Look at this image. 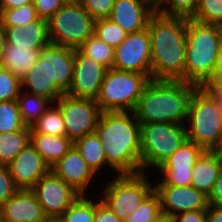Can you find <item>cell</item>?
I'll use <instances>...</instances> for the list:
<instances>
[{
	"instance_id": "6da1fadb",
	"label": "cell",
	"mask_w": 222,
	"mask_h": 222,
	"mask_svg": "<svg viewBox=\"0 0 222 222\" xmlns=\"http://www.w3.org/2000/svg\"><path fill=\"white\" fill-rule=\"evenodd\" d=\"M151 79L185 82L186 18L155 12L149 19Z\"/></svg>"
},
{
	"instance_id": "7a4b0ae2",
	"label": "cell",
	"mask_w": 222,
	"mask_h": 222,
	"mask_svg": "<svg viewBox=\"0 0 222 222\" xmlns=\"http://www.w3.org/2000/svg\"><path fill=\"white\" fill-rule=\"evenodd\" d=\"M95 132L103 144L108 165L118 175L142 172L140 123L133 112H102Z\"/></svg>"
},
{
	"instance_id": "3957f363",
	"label": "cell",
	"mask_w": 222,
	"mask_h": 222,
	"mask_svg": "<svg viewBox=\"0 0 222 222\" xmlns=\"http://www.w3.org/2000/svg\"><path fill=\"white\" fill-rule=\"evenodd\" d=\"M197 87L181 80L151 79L133 114L140 124L164 122L183 125L188 118L191 96Z\"/></svg>"
},
{
	"instance_id": "277c9868",
	"label": "cell",
	"mask_w": 222,
	"mask_h": 222,
	"mask_svg": "<svg viewBox=\"0 0 222 222\" xmlns=\"http://www.w3.org/2000/svg\"><path fill=\"white\" fill-rule=\"evenodd\" d=\"M74 73V49L50 43L39 51V58L22 78L21 88L56 102L67 94Z\"/></svg>"
},
{
	"instance_id": "5b68a950",
	"label": "cell",
	"mask_w": 222,
	"mask_h": 222,
	"mask_svg": "<svg viewBox=\"0 0 222 222\" xmlns=\"http://www.w3.org/2000/svg\"><path fill=\"white\" fill-rule=\"evenodd\" d=\"M222 25L186 18L185 82L199 86L215 77Z\"/></svg>"
},
{
	"instance_id": "8992f818",
	"label": "cell",
	"mask_w": 222,
	"mask_h": 222,
	"mask_svg": "<svg viewBox=\"0 0 222 222\" xmlns=\"http://www.w3.org/2000/svg\"><path fill=\"white\" fill-rule=\"evenodd\" d=\"M150 80L138 72L108 69L95 102L102 112H133Z\"/></svg>"
},
{
	"instance_id": "52a82bcc",
	"label": "cell",
	"mask_w": 222,
	"mask_h": 222,
	"mask_svg": "<svg viewBox=\"0 0 222 222\" xmlns=\"http://www.w3.org/2000/svg\"><path fill=\"white\" fill-rule=\"evenodd\" d=\"M187 122V139L208 151L222 149V114L214 102L197 87L193 92Z\"/></svg>"
},
{
	"instance_id": "ba28073f",
	"label": "cell",
	"mask_w": 222,
	"mask_h": 222,
	"mask_svg": "<svg viewBox=\"0 0 222 222\" xmlns=\"http://www.w3.org/2000/svg\"><path fill=\"white\" fill-rule=\"evenodd\" d=\"M187 140V130L182 124H140L142 172L147 166L158 169Z\"/></svg>"
},
{
	"instance_id": "9c48e42d",
	"label": "cell",
	"mask_w": 222,
	"mask_h": 222,
	"mask_svg": "<svg viewBox=\"0 0 222 222\" xmlns=\"http://www.w3.org/2000/svg\"><path fill=\"white\" fill-rule=\"evenodd\" d=\"M47 22L50 42L74 50L94 34L95 19L81 3H65Z\"/></svg>"
},
{
	"instance_id": "30bf717a",
	"label": "cell",
	"mask_w": 222,
	"mask_h": 222,
	"mask_svg": "<svg viewBox=\"0 0 222 222\" xmlns=\"http://www.w3.org/2000/svg\"><path fill=\"white\" fill-rule=\"evenodd\" d=\"M144 173L117 175L103 189L101 201L122 221L129 218L154 189Z\"/></svg>"
},
{
	"instance_id": "8fae6325",
	"label": "cell",
	"mask_w": 222,
	"mask_h": 222,
	"mask_svg": "<svg viewBox=\"0 0 222 222\" xmlns=\"http://www.w3.org/2000/svg\"><path fill=\"white\" fill-rule=\"evenodd\" d=\"M55 103L62 114L66 136L73 143L84 135L95 132L102 114L95 100L64 94Z\"/></svg>"
},
{
	"instance_id": "7c38bea8",
	"label": "cell",
	"mask_w": 222,
	"mask_h": 222,
	"mask_svg": "<svg viewBox=\"0 0 222 222\" xmlns=\"http://www.w3.org/2000/svg\"><path fill=\"white\" fill-rule=\"evenodd\" d=\"M48 218H59L82 194L52 170L30 189Z\"/></svg>"
},
{
	"instance_id": "4fadbf2b",
	"label": "cell",
	"mask_w": 222,
	"mask_h": 222,
	"mask_svg": "<svg viewBox=\"0 0 222 222\" xmlns=\"http://www.w3.org/2000/svg\"><path fill=\"white\" fill-rule=\"evenodd\" d=\"M113 68L145 74L151 79V40L148 28L128 34L114 49Z\"/></svg>"
},
{
	"instance_id": "5bb4252c",
	"label": "cell",
	"mask_w": 222,
	"mask_h": 222,
	"mask_svg": "<svg viewBox=\"0 0 222 222\" xmlns=\"http://www.w3.org/2000/svg\"><path fill=\"white\" fill-rule=\"evenodd\" d=\"M107 70L93 58L75 49L73 79L67 95L95 100Z\"/></svg>"
},
{
	"instance_id": "9a60e30c",
	"label": "cell",
	"mask_w": 222,
	"mask_h": 222,
	"mask_svg": "<svg viewBox=\"0 0 222 222\" xmlns=\"http://www.w3.org/2000/svg\"><path fill=\"white\" fill-rule=\"evenodd\" d=\"M163 216H172L190 210H207L208 196L193 186L156 185Z\"/></svg>"
},
{
	"instance_id": "2e32d148",
	"label": "cell",
	"mask_w": 222,
	"mask_h": 222,
	"mask_svg": "<svg viewBox=\"0 0 222 222\" xmlns=\"http://www.w3.org/2000/svg\"><path fill=\"white\" fill-rule=\"evenodd\" d=\"M7 166L15 185L27 190L51 170L30 143Z\"/></svg>"
},
{
	"instance_id": "e0dca14e",
	"label": "cell",
	"mask_w": 222,
	"mask_h": 222,
	"mask_svg": "<svg viewBox=\"0 0 222 222\" xmlns=\"http://www.w3.org/2000/svg\"><path fill=\"white\" fill-rule=\"evenodd\" d=\"M155 12L156 6L149 0H115L109 19L130 34L146 29Z\"/></svg>"
},
{
	"instance_id": "ac0fdd59",
	"label": "cell",
	"mask_w": 222,
	"mask_h": 222,
	"mask_svg": "<svg viewBox=\"0 0 222 222\" xmlns=\"http://www.w3.org/2000/svg\"><path fill=\"white\" fill-rule=\"evenodd\" d=\"M48 217L31 190L19 189L0 207L2 222H43Z\"/></svg>"
},
{
	"instance_id": "d6986e66",
	"label": "cell",
	"mask_w": 222,
	"mask_h": 222,
	"mask_svg": "<svg viewBox=\"0 0 222 222\" xmlns=\"http://www.w3.org/2000/svg\"><path fill=\"white\" fill-rule=\"evenodd\" d=\"M66 184L73 186L79 193L86 195V187L94 177L80 152L73 145L70 150L51 168Z\"/></svg>"
},
{
	"instance_id": "ffe728a7",
	"label": "cell",
	"mask_w": 222,
	"mask_h": 222,
	"mask_svg": "<svg viewBox=\"0 0 222 222\" xmlns=\"http://www.w3.org/2000/svg\"><path fill=\"white\" fill-rule=\"evenodd\" d=\"M6 43L30 49H43L51 42L48 34V22L38 18L26 25L3 27Z\"/></svg>"
},
{
	"instance_id": "44dd1931",
	"label": "cell",
	"mask_w": 222,
	"mask_h": 222,
	"mask_svg": "<svg viewBox=\"0 0 222 222\" xmlns=\"http://www.w3.org/2000/svg\"><path fill=\"white\" fill-rule=\"evenodd\" d=\"M221 169L222 152L206 150L192 168L191 186L209 196Z\"/></svg>"
},
{
	"instance_id": "7402d4cb",
	"label": "cell",
	"mask_w": 222,
	"mask_h": 222,
	"mask_svg": "<svg viewBox=\"0 0 222 222\" xmlns=\"http://www.w3.org/2000/svg\"><path fill=\"white\" fill-rule=\"evenodd\" d=\"M30 144L51 169L74 145L67 136L30 132Z\"/></svg>"
},
{
	"instance_id": "603a6c76",
	"label": "cell",
	"mask_w": 222,
	"mask_h": 222,
	"mask_svg": "<svg viewBox=\"0 0 222 222\" xmlns=\"http://www.w3.org/2000/svg\"><path fill=\"white\" fill-rule=\"evenodd\" d=\"M40 50L6 43L0 66L22 80L39 58Z\"/></svg>"
},
{
	"instance_id": "cb8c5ba5",
	"label": "cell",
	"mask_w": 222,
	"mask_h": 222,
	"mask_svg": "<svg viewBox=\"0 0 222 222\" xmlns=\"http://www.w3.org/2000/svg\"><path fill=\"white\" fill-rule=\"evenodd\" d=\"M74 146L94 174L107 164L103 144L96 132L84 135L74 143Z\"/></svg>"
},
{
	"instance_id": "d4e9b609",
	"label": "cell",
	"mask_w": 222,
	"mask_h": 222,
	"mask_svg": "<svg viewBox=\"0 0 222 222\" xmlns=\"http://www.w3.org/2000/svg\"><path fill=\"white\" fill-rule=\"evenodd\" d=\"M30 143V127L0 133V165H8Z\"/></svg>"
},
{
	"instance_id": "484cf974",
	"label": "cell",
	"mask_w": 222,
	"mask_h": 222,
	"mask_svg": "<svg viewBox=\"0 0 222 222\" xmlns=\"http://www.w3.org/2000/svg\"><path fill=\"white\" fill-rule=\"evenodd\" d=\"M205 151L201 146L187 140L158 169L192 170Z\"/></svg>"
},
{
	"instance_id": "4316f807",
	"label": "cell",
	"mask_w": 222,
	"mask_h": 222,
	"mask_svg": "<svg viewBox=\"0 0 222 222\" xmlns=\"http://www.w3.org/2000/svg\"><path fill=\"white\" fill-rule=\"evenodd\" d=\"M23 93L24 95L19 94L17 103L23 122L26 126L31 127L45 113L51 102L43 97L30 94L28 90Z\"/></svg>"
},
{
	"instance_id": "83f0119b",
	"label": "cell",
	"mask_w": 222,
	"mask_h": 222,
	"mask_svg": "<svg viewBox=\"0 0 222 222\" xmlns=\"http://www.w3.org/2000/svg\"><path fill=\"white\" fill-rule=\"evenodd\" d=\"M163 217L158 193L153 189L129 218L123 222H156Z\"/></svg>"
},
{
	"instance_id": "f1b7e54d",
	"label": "cell",
	"mask_w": 222,
	"mask_h": 222,
	"mask_svg": "<svg viewBox=\"0 0 222 222\" xmlns=\"http://www.w3.org/2000/svg\"><path fill=\"white\" fill-rule=\"evenodd\" d=\"M30 132L66 136L64 120L59 108L49 106L45 113L31 125Z\"/></svg>"
},
{
	"instance_id": "f546056e",
	"label": "cell",
	"mask_w": 222,
	"mask_h": 222,
	"mask_svg": "<svg viewBox=\"0 0 222 222\" xmlns=\"http://www.w3.org/2000/svg\"><path fill=\"white\" fill-rule=\"evenodd\" d=\"M78 49L107 69L113 68L114 49L101 41L96 35L90 36Z\"/></svg>"
},
{
	"instance_id": "4dcf8cb0",
	"label": "cell",
	"mask_w": 222,
	"mask_h": 222,
	"mask_svg": "<svg viewBox=\"0 0 222 222\" xmlns=\"http://www.w3.org/2000/svg\"><path fill=\"white\" fill-rule=\"evenodd\" d=\"M95 202L81 195L60 217V222H94Z\"/></svg>"
},
{
	"instance_id": "1f68e13d",
	"label": "cell",
	"mask_w": 222,
	"mask_h": 222,
	"mask_svg": "<svg viewBox=\"0 0 222 222\" xmlns=\"http://www.w3.org/2000/svg\"><path fill=\"white\" fill-rule=\"evenodd\" d=\"M94 35L115 49L128 33L109 18L95 20Z\"/></svg>"
},
{
	"instance_id": "d6a6232c",
	"label": "cell",
	"mask_w": 222,
	"mask_h": 222,
	"mask_svg": "<svg viewBox=\"0 0 222 222\" xmlns=\"http://www.w3.org/2000/svg\"><path fill=\"white\" fill-rule=\"evenodd\" d=\"M27 127L22 120L17 100L0 102V133L15 132Z\"/></svg>"
},
{
	"instance_id": "836d02e7",
	"label": "cell",
	"mask_w": 222,
	"mask_h": 222,
	"mask_svg": "<svg viewBox=\"0 0 222 222\" xmlns=\"http://www.w3.org/2000/svg\"><path fill=\"white\" fill-rule=\"evenodd\" d=\"M38 18L33 3L15 9L0 10V25L2 27L26 25Z\"/></svg>"
},
{
	"instance_id": "e575fe53",
	"label": "cell",
	"mask_w": 222,
	"mask_h": 222,
	"mask_svg": "<svg viewBox=\"0 0 222 222\" xmlns=\"http://www.w3.org/2000/svg\"><path fill=\"white\" fill-rule=\"evenodd\" d=\"M198 3L199 0H160L156 12L165 16L192 18Z\"/></svg>"
},
{
	"instance_id": "d590c367",
	"label": "cell",
	"mask_w": 222,
	"mask_h": 222,
	"mask_svg": "<svg viewBox=\"0 0 222 222\" xmlns=\"http://www.w3.org/2000/svg\"><path fill=\"white\" fill-rule=\"evenodd\" d=\"M192 19L201 23L222 25V0H199Z\"/></svg>"
},
{
	"instance_id": "8d00e7d4",
	"label": "cell",
	"mask_w": 222,
	"mask_h": 222,
	"mask_svg": "<svg viewBox=\"0 0 222 222\" xmlns=\"http://www.w3.org/2000/svg\"><path fill=\"white\" fill-rule=\"evenodd\" d=\"M21 89V80L0 66V102L17 100Z\"/></svg>"
},
{
	"instance_id": "74e56055",
	"label": "cell",
	"mask_w": 222,
	"mask_h": 222,
	"mask_svg": "<svg viewBox=\"0 0 222 222\" xmlns=\"http://www.w3.org/2000/svg\"><path fill=\"white\" fill-rule=\"evenodd\" d=\"M164 178L156 185L191 186L192 170L159 169Z\"/></svg>"
},
{
	"instance_id": "f35d334b",
	"label": "cell",
	"mask_w": 222,
	"mask_h": 222,
	"mask_svg": "<svg viewBox=\"0 0 222 222\" xmlns=\"http://www.w3.org/2000/svg\"><path fill=\"white\" fill-rule=\"evenodd\" d=\"M115 0H82L85 10L95 19L109 18Z\"/></svg>"
},
{
	"instance_id": "ab89813d",
	"label": "cell",
	"mask_w": 222,
	"mask_h": 222,
	"mask_svg": "<svg viewBox=\"0 0 222 222\" xmlns=\"http://www.w3.org/2000/svg\"><path fill=\"white\" fill-rule=\"evenodd\" d=\"M18 190L8 166L0 165V207Z\"/></svg>"
},
{
	"instance_id": "60d3db41",
	"label": "cell",
	"mask_w": 222,
	"mask_h": 222,
	"mask_svg": "<svg viewBox=\"0 0 222 222\" xmlns=\"http://www.w3.org/2000/svg\"><path fill=\"white\" fill-rule=\"evenodd\" d=\"M64 0H33L39 18L49 20L63 5Z\"/></svg>"
},
{
	"instance_id": "b9f144b4",
	"label": "cell",
	"mask_w": 222,
	"mask_h": 222,
	"mask_svg": "<svg viewBox=\"0 0 222 222\" xmlns=\"http://www.w3.org/2000/svg\"><path fill=\"white\" fill-rule=\"evenodd\" d=\"M198 87L214 102L222 114V86L213 80H208Z\"/></svg>"
},
{
	"instance_id": "7bdbcfd3",
	"label": "cell",
	"mask_w": 222,
	"mask_h": 222,
	"mask_svg": "<svg viewBox=\"0 0 222 222\" xmlns=\"http://www.w3.org/2000/svg\"><path fill=\"white\" fill-rule=\"evenodd\" d=\"M206 210H190L172 216L169 222H205Z\"/></svg>"
},
{
	"instance_id": "ee69618b",
	"label": "cell",
	"mask_w": 222,
	"mask_h": 222,
	"mask_svg": "<svg viewBox=\"0 0 222 222\" xmlns=\"http://www.w3.org/2000/svg\"><path fill=\"white\" fill-rule=\"evenodd\" d=\"M94 222H123L102 201L95 203Z\"/></svg>"
},
{
	"instance_id": "f6af8a7d",
	"label": "cell",
	"mask_w": 222,
	"mask_h": 222,
	"mask_svg": "<svg viewBox=\"0 0 222 222\" xmlns=\"http://www.w3.org/2000/svg\"><path fill=\"white\" fill-rule=\"evenodd\" d=\"M208 204L212 206H222V169L220 170L213 189L208 196Z\"/></svg>"
},
{
	"instance_id": "bcb514c9",
	"label": "cell",
	"mask_w": 222,
	"mask_h": 222,
	"mask_svg": "<svg viewBox=\"0 0 222 222\" xmlns=\"http://www.w3.org/2000/svg\"><path fill=\"white\" fill-rule=\"evenodd\" d=\"M205 222H222V206L209 205L206 210Z\"/></svg>"
},
{
	"instance_id": "7dc6e473",
	"label": "cell",
	"mask_w": 222,
	"mask_h": 222,
	"mask_svg": "<svg viewBox=\"0 0 222 222\" xmlns=\"http://www.w3.org/2000/svg\"><path fill=\"white\" fill-rule=\"evenodd\" d=\"M33 3V0H0V10L15 9Z\"/></svg>"
},
{
	"instance_id": "c3c4849f",
	"label": "cell",
	"mask_w": 222,
	"mask_h": 222,
	"mask_svg": "<svg viewBox=\"0 0 222 222\" xmlns=\"http://www.w3.org/2000/svg\"><path fill=\"white\" fill-rule=\"evenodd\" d=\"M212 80L222 86V64H216L215 77Z\"/></svg>"
},
{
	"instance_id": "681fc988",
	"label": "cell",
	"mask_w": 222,
	"mask_h": 222,
	"mask_svg": "<svg viewBox=\"0 0 222 222\" xmlns=\"http://www.w3.org/2000/svg\"><path fill=\"white\" fill-rule=\"evenodd\" d=\"M5 44H6L5 31L4 28L0 25V63L5 48Z\"/></svg>"
},
{
	"instance_id": "f907efd6",
	"label": "cell",
	"mask_w": 222,
	"mask_h": 222,
	"mask_svg": "<svg viewBox=\"0 0 222 222\" xmlns=\"http://www.w3.org/2000/svg\"><path fill=\"white\" fill-rule=\"evenodd\" d=\"M216 64H222V40H221V43H220V46H219V51H218V54H217Z\"/></svg>"
},
{
	"instance_id": "816d5d0a",
	"label": "cell",
	"mask_w": 222,
	"mask_h": 222,
	"mask_svg": "<svg viewBox=\"0 0 222 222\" xmlns=\"http://www.w3.org/2000/svg\"><path fill=\"white\" fill-rule=\"evenodd\" d=\"M43 222H60V219L59 218H47Z\"/></svg>"
},
{
	"instance_id": "f5cc1de1",
	"label": "cell",
	"mask_w": 222,
	"mask_h": 222,
	"mask_svg": "<svg viewBox=\"0 0 222 222\" xmlns=\"http://www.w3.org/2000/svg\"><path fill=\"white\" fill-rule=\"evenodd\" d=\"M65 3H81L82 0H64Z\"/></svg>"
},
{
	"instance_id": "db71d44e",
	"label": "cell",
	"mask_w": 222,
	"mask_h": 222,
	"mask_svg": "<svg viewBox=\"0 0 222 222\" xmlns=\"http://www.w3.org/2000/svg\"><path fill=\"white\" fill-rule=\"evenodd\" d=\"M156 222H169V219H167L166 217H163L161 220L156 221Z\"/></svg>"
},
{
	"instance_id": "11a10c76",
	"label": "cell",
	"mask_w": 222,
	"mask_h": 222,
	"mask_svg": "<svg viewBox=\"0 0 222 222\" xmlns=\"http://www.w3.org/2000/svg\"><path fill=\"white\" fill-rule=\"evenodd\" d=\"M149 1H151L156 6L160 0H149Z\"/></svg>"
}]
</instances>
